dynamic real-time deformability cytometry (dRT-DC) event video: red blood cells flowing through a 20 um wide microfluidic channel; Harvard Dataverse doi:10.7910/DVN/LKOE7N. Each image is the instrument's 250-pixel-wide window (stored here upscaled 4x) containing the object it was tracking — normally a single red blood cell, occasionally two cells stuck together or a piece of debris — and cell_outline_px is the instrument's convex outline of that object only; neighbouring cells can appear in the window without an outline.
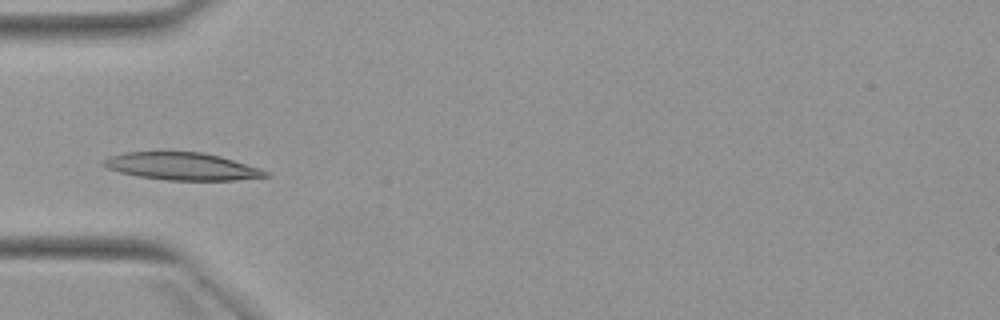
{"species": "Egyptian fruit bat (a non-hibernating species)", "species_latin": "Rousettus aegyptiacus", "temperature_condition": "warm", "stored_images_in_passage": 6, "camera_frame_rate_fps": 3000, "um_per_image_px": 0.085, "animal": {"sex": "female"}, "frame": {"image": 1, "passage_image": 4, "time_ms": 3.667, "image_size_px": [1000, 320], "cell_outline_px": [[272, 176], [236, 180], [168, 180], [136, 176], [120, 172], [108, 168], [100, 164], [108, 156], [124, 152], [200, 152], [220, 156], [260, 168], [268, 172]], "centroid_in_image_um": [15.46, 14.14], "position_along_channel_um": 69.5, "area_um2": 25.89}}
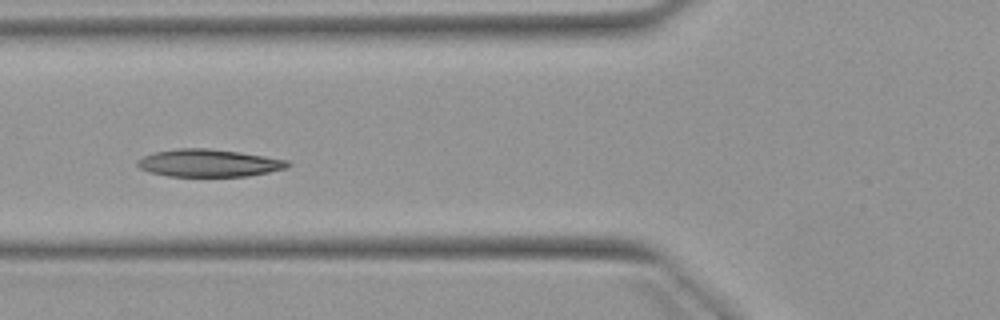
{"frame": {"image": 2, "passage_image": 5, "time_ms": 4.667, "image_size_px": [1000, 320], "cell_outline_px": [[292, 164], [288, 168], [248, 176], [168, 176], [152, 172], [140, 168], [136, 164], [136, 160], [144, 156], [156, 152], [180, 148], [208, 148], [240, 152], [288, 160]], "centroid_in_image_um": [17.78, 13.85], "position_along_channel_um": 108.0, "area_um2": 23.99}}
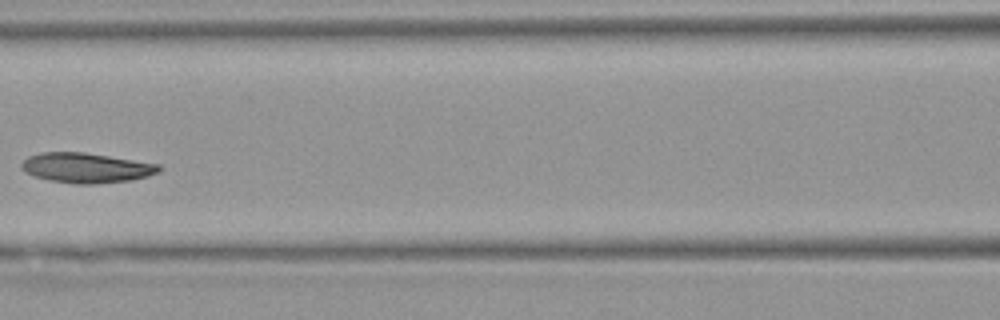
{"frame": {"image": 3, "passage_image": 6, "time_ms": 6.0, "image_size_px": [1000, 320], "cell_outline_px": [[164, 168], [160, 172], [148, 176], [132, 180], [96, 184], [76, 184], [48, 180], [32, 176], [24, 172], [20, 168], [20, 164], [28, 156], [40, 152], [84, 152], [160, 164]], "centroid_in_image_um": [7.33, 14.27], "position_along_channel_um": 159.3, "area_um2": 24.39}}